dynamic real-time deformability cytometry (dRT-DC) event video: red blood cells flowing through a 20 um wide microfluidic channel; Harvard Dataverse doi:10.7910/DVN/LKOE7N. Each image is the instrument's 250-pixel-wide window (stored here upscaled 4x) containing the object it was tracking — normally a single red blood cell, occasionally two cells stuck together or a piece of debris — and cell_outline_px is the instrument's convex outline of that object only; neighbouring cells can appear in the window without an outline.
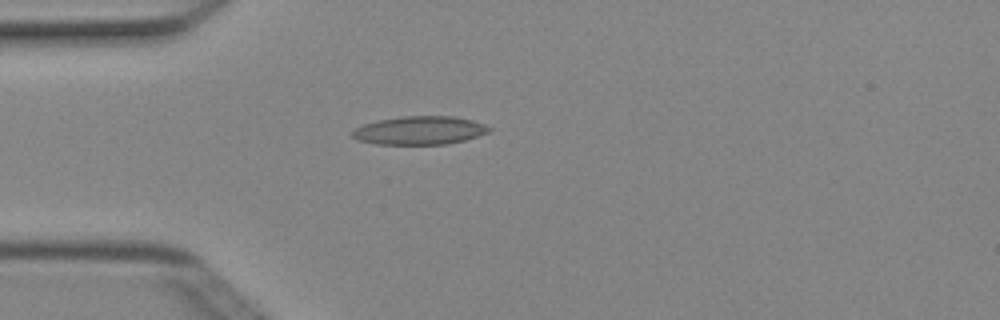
{"species": "Egyptian fruit bat (a non-hibernating species)", "species_latin": "Rousettus aegyptiacus", "temperature_condition": "cold", "stored_images_in_passage": 3, "camera_frame_rate_fps": 3000, "um_per_image_px": 0.085, "animal": {"sex": "female"}, "frame": {"image": 1, "passage_image": 3, "time_ms": 0.667, "image_size_px": [1000, 320], "cell_outline_px": [[492, 128], [488, 132], [464, 140], [448, 144], [376, 144], [360, 140], [352, 136], [352, 128], [364, 124], [380, 120], [404, 116], [452, 116], [472, 120], [484, 124]], "centroid_in_image_um": [35.66, 11.08], "position_along_channel_um": 49.3, "area_um2": 22.43}}